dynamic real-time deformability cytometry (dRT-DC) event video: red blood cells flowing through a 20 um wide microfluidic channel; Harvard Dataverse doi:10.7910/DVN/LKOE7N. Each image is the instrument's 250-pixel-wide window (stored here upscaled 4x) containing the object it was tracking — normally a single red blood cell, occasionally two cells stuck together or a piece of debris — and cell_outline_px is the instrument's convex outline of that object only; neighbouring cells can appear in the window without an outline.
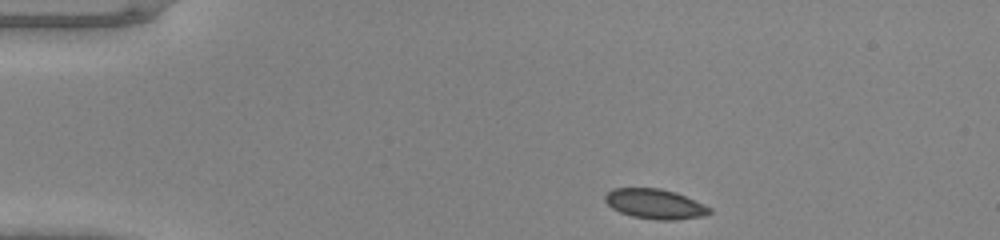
{"species": "common noctule bat (a hibernating species)", "species_latin": "Nyctalus noctula", "temperature_condition": "warm", "stored_images_in_passage": 40, "camera_frame_rate_fps": 3000, "um_per_image_px": 0.085, "animal": {"sex": "male", "body_mass_g": 20.0, "forearm_length_mm": 53.3}, "frame": {"image": 1, "passage_image": 1, "time_ms": 0.0, "image_size_px": [1000, 240], "cell_outline_px": [[712, 212], [704, 216], [676, 220], [656, 220], [632, 216], [620, 212], [612, 208], [604, 200], [604, 196], [612, 188], [660, 188], [676, 192], [704, 204], [712, 208]], "centroid_in_image_um": [55.69, 17.34], "position_along_channel_um": 29.3, "area_um2": 18.32}}
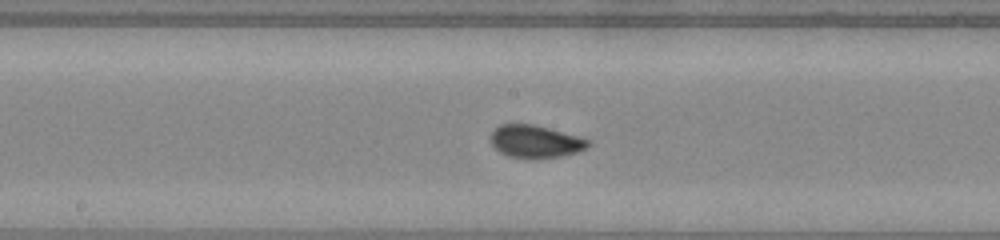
{"frame": {"image": 2, "passage_image": 18, "time_ms": 5.667, "image_size_px": [1000, 240], "cell_outline_px": [[592, 144], [588, 148], [564, 156], [532, 160], [508, 156], [500, 152], [488, 140], [492, 132], [500, 124], [532, 124], [548, 128], [576, 136], [588, 140]], "centroid_in_image_um": [45.49, 12.05], "position_along_channel_um": 202.7, "area_um2": 18.73}}
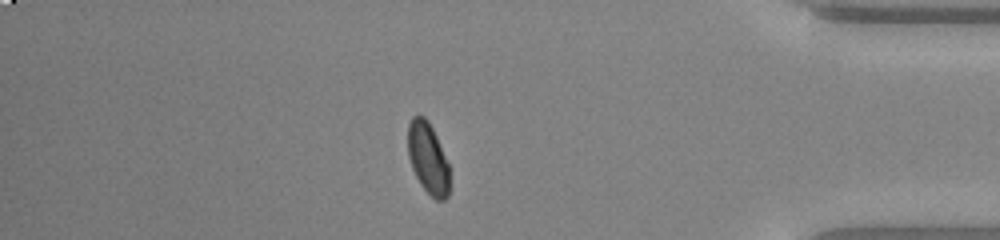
{"frame": {"image": 3, "passage_image": 34, "time_ms": 11.0, "image_size_px": [1000, 240], "cell_outline_px": [[448, 196], [444, 200], [436, 200], [420, 184], [412, 168], [408, 156], [408, 124], [412, 116], [424, 116], [428, 120], [436, 136], [448, 164]], "centroid_in_image_um": [36.35, 13.43], "position_along_channel_um": 398.9, "area_um2": 16.99}}